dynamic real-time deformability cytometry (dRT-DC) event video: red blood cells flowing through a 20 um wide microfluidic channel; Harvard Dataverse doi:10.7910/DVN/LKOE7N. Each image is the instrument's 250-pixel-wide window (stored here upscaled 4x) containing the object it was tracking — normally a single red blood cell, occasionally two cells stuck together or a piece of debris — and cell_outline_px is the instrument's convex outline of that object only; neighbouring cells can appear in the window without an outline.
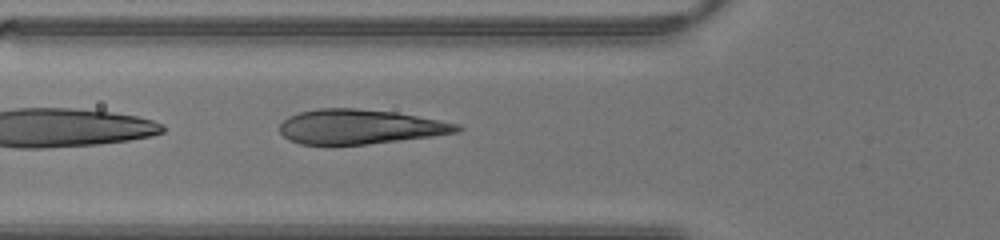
{"species": "human", "species_latin": "Homo sapiens", "temperature_condition": "warm", "stored_images_in_passage": 18, "camera_frame_rate_fps": 3000, "um_per_image_px": 0.085, "donor": {"sex": "male"}, "frame": {"image": 1, "passage_image": 14, "time_ms": 4.333, "image_size_px": [1000, 240], "cell_outline_px": [[464, 128], [456, 132], [432, 136], [364, 144], [300, 144], [284, 136], [280, 132], [280, 124], [288, 116], [300, 112], [316, 108], [356, 108], [396, 112], [460, 124]], "centroid_in_image_um": [30.59, 10.76], "position_along_channel_um": 95.2, "area_um2": 35.43}}